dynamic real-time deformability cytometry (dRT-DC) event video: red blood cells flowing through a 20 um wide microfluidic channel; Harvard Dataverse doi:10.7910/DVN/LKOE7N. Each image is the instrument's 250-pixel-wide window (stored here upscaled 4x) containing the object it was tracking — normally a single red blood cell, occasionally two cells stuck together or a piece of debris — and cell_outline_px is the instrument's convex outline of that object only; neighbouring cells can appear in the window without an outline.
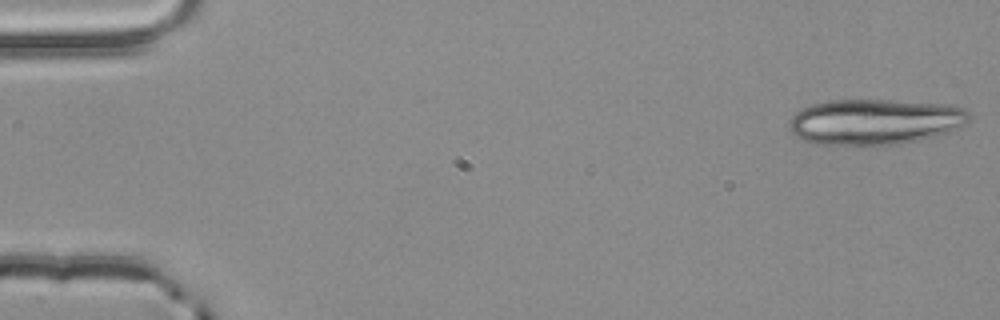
{"species": "common noctule bat (a hibernating species)", "species_latin": "Nyctalus noctula", "temperature_condition": "room temperature", "stored_images_in_passage": 18, "camera_frame_rate_fps": 3000, "um_per_image_px": 0.085, "animal": {"sex": "male", "body_mass_g": 20.4}, "frame": {"image": 1, "passage_image": 1, "time_ms": 0.0, "image_size_px": [1000, 320], "cell_outline_px": [[972, 120], [956, 128], [920, 140], [900, 144], [812, 144], [796, 136], [788, 128], [788, 120], [800, 108], [812, 104], [828, 100], [888, 100], [944, 104], [964, 108], [968, 112]], "centroid_in_image_um": [74.31, 10.34], "position_along_channel_um": 10.7, "area_um2": 47.74}}